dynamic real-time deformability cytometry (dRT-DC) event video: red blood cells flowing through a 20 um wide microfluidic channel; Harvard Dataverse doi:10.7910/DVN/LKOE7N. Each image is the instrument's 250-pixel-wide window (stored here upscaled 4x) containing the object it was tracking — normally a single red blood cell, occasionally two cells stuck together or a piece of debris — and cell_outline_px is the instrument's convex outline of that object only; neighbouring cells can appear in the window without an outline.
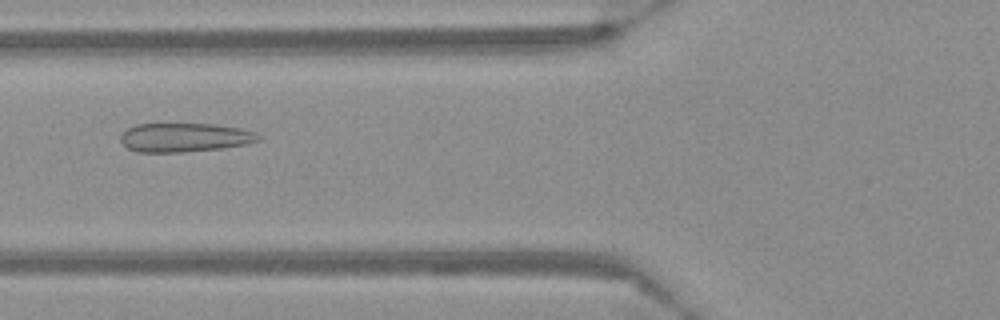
{"species": "Egyptian fruit bat (a non-hibernating species)", "species_latin": "Rousettus aegyptiacus", "temperature_condition": "warm", "stored_images_in_passage": 56, "camera_frame_rate_fps": 3000, "um_per_image_px": 0.085, "frame": {"image": 1, "passage_image": 22, "time_ms": 7.0, "image_size_px": [1000, 320], "cell_outline_px": [[260, 140], [248, 144], [224, 148], [184, 152], [140, 152], [128, 148], [120, 140], [120, 136], [128, 128], [136, 124], [212, 124], [240, 128], [256, 132], [260, 136]], "centroid_in_image_um": [15.73, 11.69], "position_along_channel_um": 110.1, "area_um2": 23.24}}
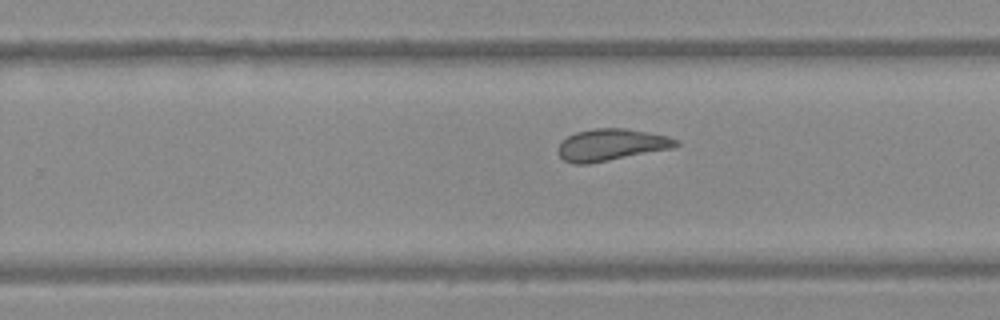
{"frame": {"image": 2, "passage_image": 36, "time_ms": 11.667, "image_size_px": [1000, 320], "cell_outline_px": [[680, 144], [672, 148], [588, 164], [572, 164], [564, 160], [560, 156], [556, 148], [560, 140], [576, 132], [596, 128], [624, 128], [648, 132], [668, 136], [680, 140]], "centroid_in_image_um": [51.92, 12.3], "position_along_channel_um": 277.9, "area_um2": 21.96}}
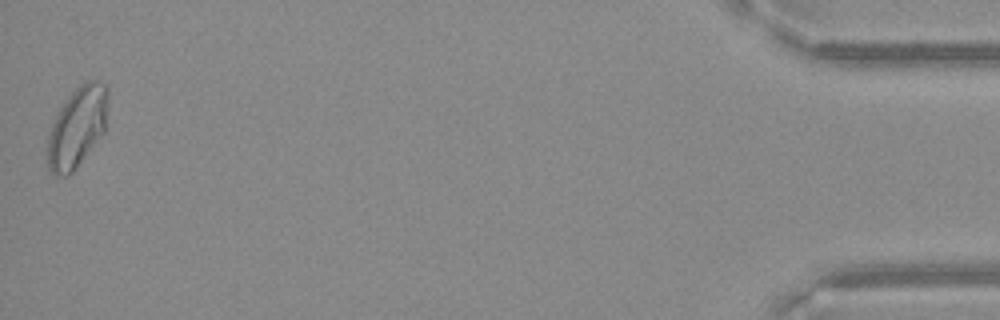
{"frame": {"image": 3, "passage_image": 56, "time_ms": 18.333, "image_size_px": [1000, 320], "cell_outline_px": [[108, 96], [104, 132], [72, 172], [68, 176], [56, 176], [48, 168], [48, 136], [52, 124], [60, 108], [68, 96], [84, 80], [96, 80], [104, 84], [108, 88]], "centroid_in_image_um": [6.56, 10.78], "position_along_channel_um": 428.6, "area_um2": 27.98}}